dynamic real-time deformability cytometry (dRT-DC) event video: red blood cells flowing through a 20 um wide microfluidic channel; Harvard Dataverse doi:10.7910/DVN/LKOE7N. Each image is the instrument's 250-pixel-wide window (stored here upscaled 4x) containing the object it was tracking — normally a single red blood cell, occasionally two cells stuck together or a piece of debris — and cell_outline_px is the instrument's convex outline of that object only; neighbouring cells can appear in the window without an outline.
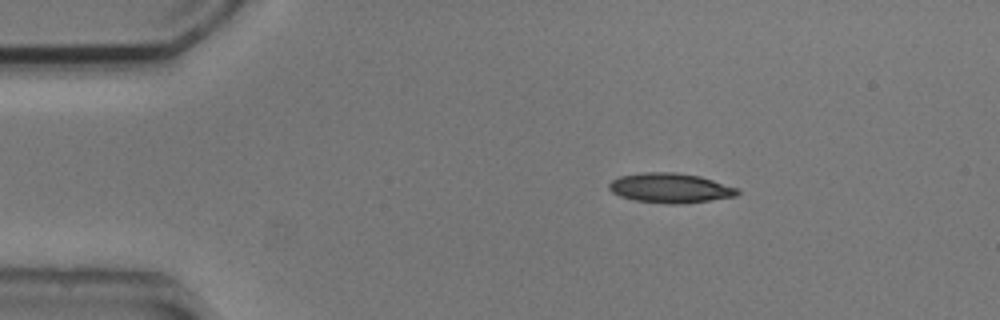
{"species": "common noctule bat (a hibernating species)", "species_latin": "Nyctalus noctula", "temperature_condition": "cold", "stored_images_in_passage": 45, "camera_frame_rate_fps": 3000, "um_per_image_px": 0.085, "animal": {"sex": "male", "body_mass_g": 20.5, "forearm_length_mm": 52.5}, "frame": {"image": 1, "passage_image": 1, "time_ms": 0.0, "image_size_px": [1000, 320], "cell_outline_px": [[740, 192], [736, 196], [680, 204], [668, 204], [636, 200], [620, 196], [612, 192], [608, 188], [608, 184], [612, 180], [620, 176], [644, 172], [676, 172], [700, 176], [740, 188]], "centroid_in_image_um": [56.98, 15.97], "position_along_channel_um": 28.0, "area_um2": 22.25}}
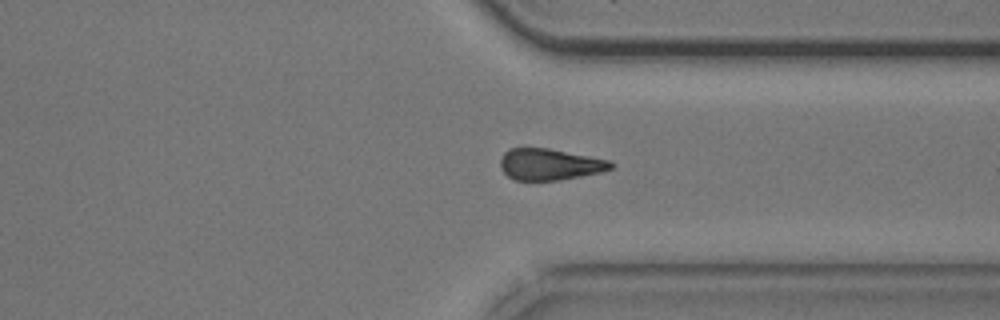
{"frame": {"image": 2, "passage_image": 32, "time_ms": 10.333, "image_size_px": [1000, 320], "cell_outline_px": [[616, 164], [612, 168], [600, 172], [580, 176], [556, 180], [516, 180], [508, 176], [500, 168], [500, 160], [504, 152], [508, 148], [548, 148], [608, 160]], "centroid_in_image_um": [46.7, 13.96], "position_along_channel_um": 364.7, "area_um2": 20.06}}
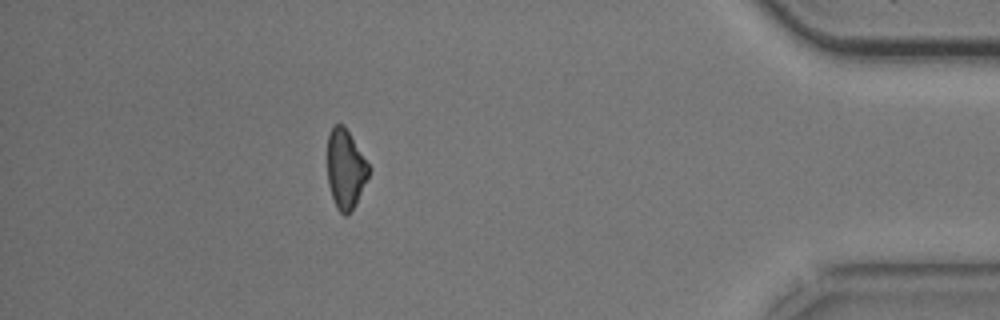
{"frame": {"image": 3, "passage_image": 39, "time_ms": 12.667, "image_size_px": [1000, 320], "cell_outline_px": [[372, 168], [356, 204], [348, 216], [344, 216], [336, 208], [328, 184], [328, 132], [332, 124], [344, 124]], "centroid_in_image_um": [29.38, 14.36], "position_along_channel_um": 405.8, "area_um2": 19.48}, "authors_computed_cell_mechanics": {"area_um2": 21.4438, "velocity_mm_per_s": 3.8024, "shape_relaxation_time_tau1_ms": 2.5171, "shape_relaxation_time_tau2_ms": null, "deformation_change_tau1": 0.1168, "deformation_change_tau2": null}}